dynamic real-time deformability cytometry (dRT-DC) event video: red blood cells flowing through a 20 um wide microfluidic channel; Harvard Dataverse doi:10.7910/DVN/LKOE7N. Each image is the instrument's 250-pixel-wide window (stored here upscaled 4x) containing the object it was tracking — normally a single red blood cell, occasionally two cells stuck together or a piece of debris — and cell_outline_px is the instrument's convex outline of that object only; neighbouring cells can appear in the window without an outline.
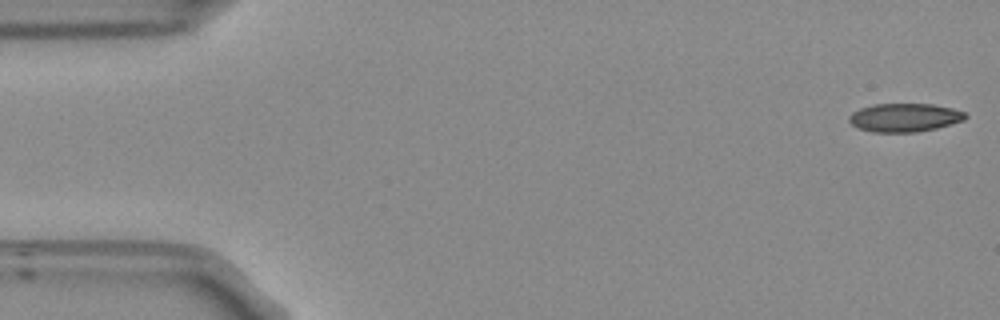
{"species": "Egyptian fruit bat (a non-hibernating species)", "species_latin": "Rousettus aegyptiacus", "temperature_condition": "room temperature", "stored_images_in_passage": 53, "camera_frame_rate_fps": 3000, "um_per_image_px": 0.085, "frame": {"image": 1, "passage_image": 1, "time_ms": 0.0, "image_size_px": [1000, 320], "cell_outline_px": [[968, 116], [964, 120], [936, 128], [916, 132], [872, 132], [860, 128], [852, 124], [848, 120], [848, 116], [852, 112], [860, 108], [876, 104], [932, 104], [952, 108], [964, 112]], "centroid_in_image_um": [76.88, 9.99], "position_along_channel_um": 8.1, "area_um2": 19.19}}
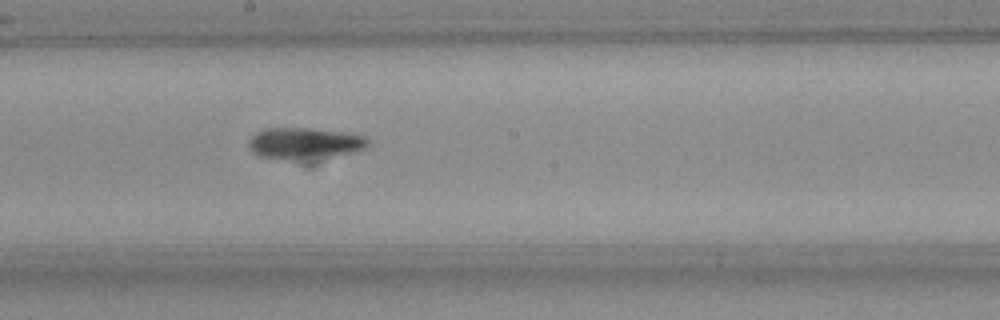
{"frame": {"image": 2, "passage_image": 28, "time_ms": 9.0, "image_size_px": [1000, 320], "cell_outline_px": [[368, 144], [364, 148], [348, 152], [296, 160], [260, 156], [252, 152], [248, 148], [248, 140], [256, 132], [264, 128], [316, 128], [344, 132], [364, 136], [368, 140]], "centroid_in_image_um": [25.8, 12.14], "position_along_channel_um": 222.4, "area_um2": 21.39}}
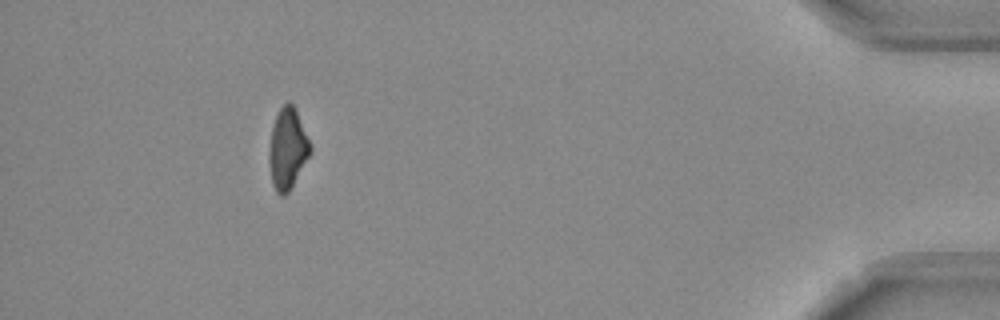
{"frame": {"image": 3, "passage_image": 48, "time_ms": 15.667, "image_size_px": [1000, 320], "cell_outline_px": [[312, 152], [288, 192], [284, 196], [280, 196], [276, 192], [272, 184], [268, 160], [268, 152], [272, 128], [276, 116], [280, 108], [288, 100], [292, 104], [296, 112], [312, 148]], "centroid_in_image_um": [24.42, 12.68], "position_along_channel_um": 410.8, "area_um2": 19.19}, "authors_computed_cell_mechanics": {"area_um2": 20.2878, "velocity_mm_per_s": 3.7899, "shape_relaxation_time_tau1_ms": null, "shape_relaxation_time_tau2_ms": 9.4145, "deformation_change_tau1": null, "deformation_change_tau2": 0.1839}}